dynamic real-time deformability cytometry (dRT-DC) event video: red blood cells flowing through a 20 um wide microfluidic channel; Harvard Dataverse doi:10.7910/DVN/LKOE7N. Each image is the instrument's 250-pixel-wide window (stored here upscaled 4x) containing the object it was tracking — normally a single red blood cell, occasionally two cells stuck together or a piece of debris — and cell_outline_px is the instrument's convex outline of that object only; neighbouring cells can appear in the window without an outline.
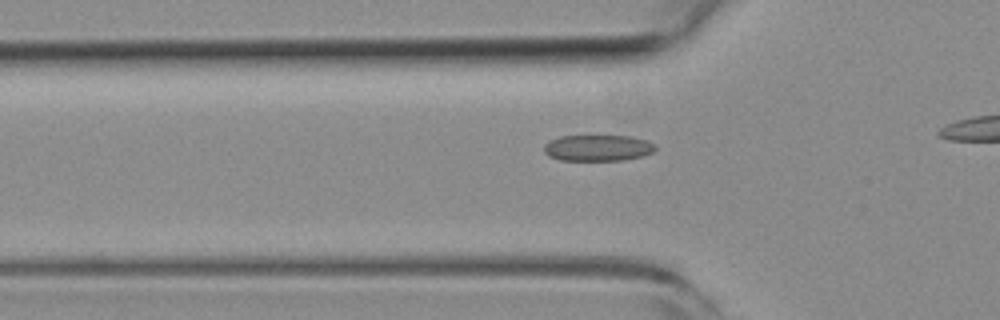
{"species": "common noctule bat (a hibernating species)", "species_latin": "Nyctalus noctula", "temperature_condition": "room temperature", "stored_images_in_passage": 13, "camera_frame_rate_fps": 3000, "um_per_image_px": 0.085, "animal": {"sex": "female", "body_mass_g": 19.3, "forearm_length_mm": 54.1}, "frame": {"image": 1, "passage_image": 4, "time_ms": 1.0, "image_size_px": [1000, 320], "cell_outline_px": [[656, 148], [652, 152], [644, 156], [624, 160], [560, 160], [548, 156], [544, 152], [544, 144], [548, 140], [560, 136], [632, 136], [648, 140], [656, 144]], "centroid_in_image_um": [50.82, 12.57], "position_along_channel_um": 75.0, "area_um2": 17.22}}
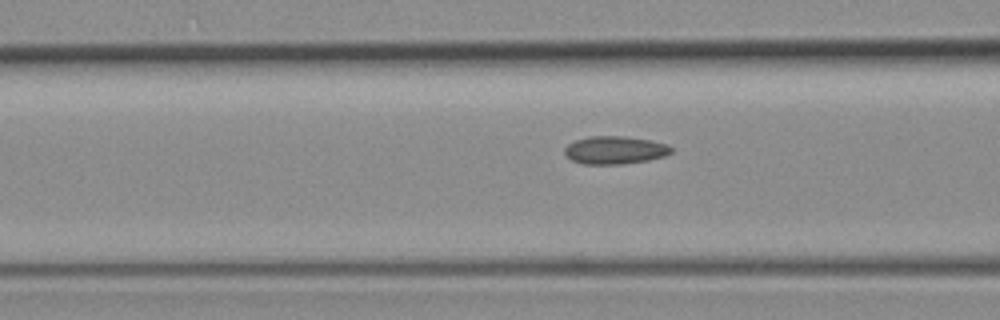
{"frame": {"image": 2, "passage_image": 7, "time_ms": 2.0, "image_size_px": [1000, 320], "cell_outline_px": [[672, 152], [664, 156], [648, 160], [624, 164], [580, 164], [572, 160], [564, 152], [564, 148], [568, 144], [576, 140], [588, 136], [624, 136], [648, 140], [668, 144], [672, 148]], "centroid_in_image_um": [52.26, 12.76], "position_along_channel_um": 114.3, "area_um2": 17.34}}
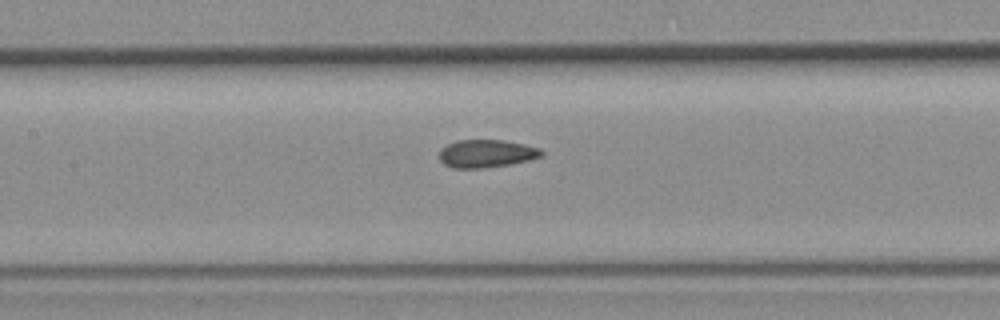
{"frame": {"image": 3, "passage_image": 11, "time_ms": 3.333, "image_size_px": [1000, 320], "cell_outline_px": [[544, 152], [540, 156], [528, 160], [508, 164], [484, 168], [452, 168], [444, 164], [440, 160], [440, 148], [448, 144], [460, 140], [504, 140], [524, 144], [540, 148]], "centroid_in_image_um": [41.33, 13.05], "position_along_channel_um": 166.1, "area_um2": 16.47}}